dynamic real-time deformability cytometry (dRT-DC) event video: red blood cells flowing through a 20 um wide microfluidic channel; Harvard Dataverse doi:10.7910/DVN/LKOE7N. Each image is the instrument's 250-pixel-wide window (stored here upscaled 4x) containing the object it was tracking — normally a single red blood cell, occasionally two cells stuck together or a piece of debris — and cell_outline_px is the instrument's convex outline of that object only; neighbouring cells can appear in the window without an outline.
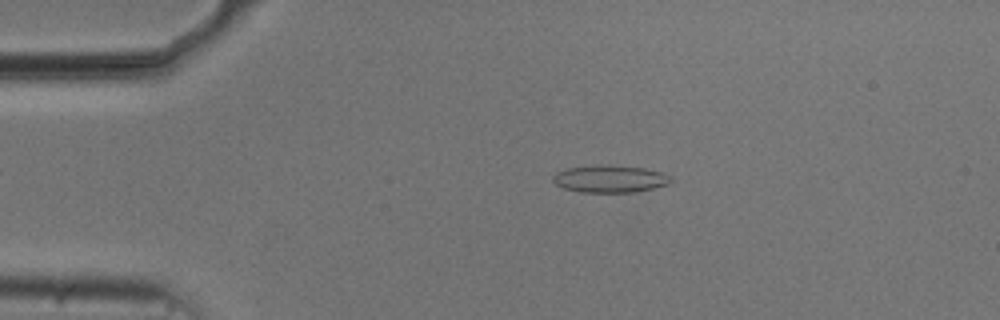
{"species": "common noctule bat (a hibernating species)", "species_latin": "Nyctalus noctula", "temperature_condition": "cold", "stored_images_in_passage": 53, "camera_frame_rate_fps": 3000, "um_per_image_px": 0.085, "animal": {"sex": "male", "body_mass_g": 20.5, "forearm_length_mm": 52.5}, "frame": {"image": 1, "passage_image": 10, "time_ms": 3.0, "image_size_px": [1000, 320], "cell_outline_px": [[672, 180], [668, 184], [636, 192], [580, 192], [564, 188], [556, 184], [552, 180], [552, 176], [556, 172], [564, 168], [596, 164], [644, 168], [660, 172], [668, 176]], "centroid_in_image_um": [51.77, 15.19], "position_along_channel_um": 33.2, "area_um2": 18.73}}
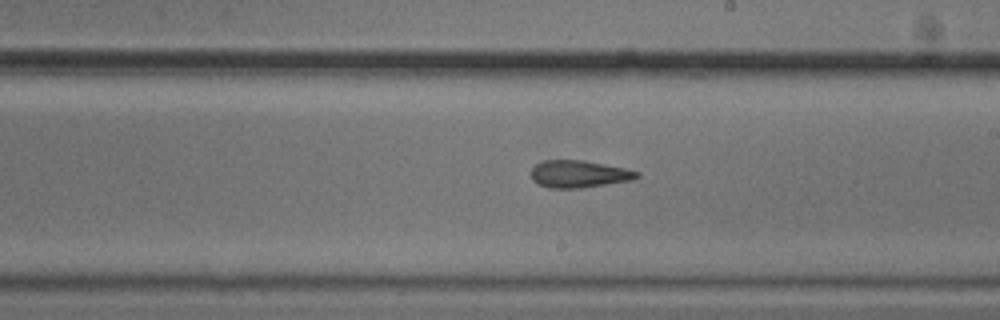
{"frame": {"image": 2, "passage_image": 30, "time_ms": 9.667, "image_size_px": [1000, 320], "cell_outline_px": [[640, 176], [632, 180], [580, 188], [552, 188], [540, 184], [532, 180], [532, 168], [536, 164], [544, 160], [580, 160], [604, 164], [624, 168], [640, 172]], "centroid_in_image_um": [49.22, 14.79], "position_along_channel_um": 239.8, "area_um2": 16.59}}
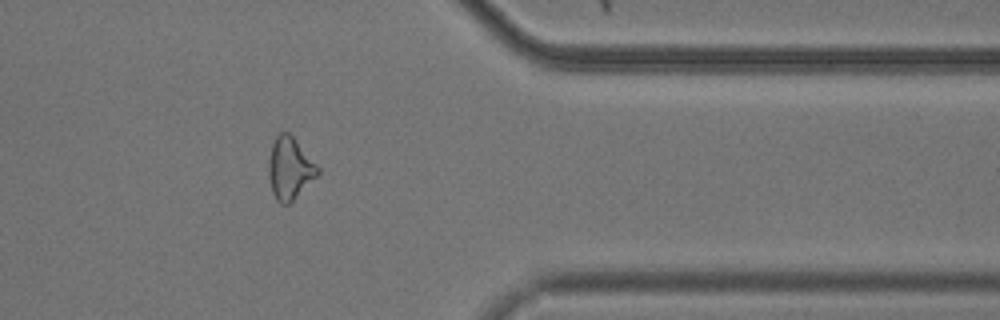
{"frame": {"image": 3, "passage_image": 43, "time_ms": 14.0, "image_size_px": [1000, 320], "cell_outline_px": [[320, 172], [288, 204], [280, 204], [276, 200], [272, 192], [268, 172], [268, 160], [272, 144], [276, 136], [280, 132], [288, 132], [292, 136], [320, 168]], "centroid_in_image_um": [24.6, 14.3], "position_along_channel_um": 386.8, "area_um2": 17.46}, "authors_computed_cell_mechanics": {"area_um2": 17.9758, "velocity_mm_per_s": 3.7335, "shape_relaxation_time_tau1_ms": 8.5752, "shape_relaxation_time_tau2_ms": 6.9533, "deformation_change_tau1": 0.1637, "deformation_change_tau2": 0.1775}}